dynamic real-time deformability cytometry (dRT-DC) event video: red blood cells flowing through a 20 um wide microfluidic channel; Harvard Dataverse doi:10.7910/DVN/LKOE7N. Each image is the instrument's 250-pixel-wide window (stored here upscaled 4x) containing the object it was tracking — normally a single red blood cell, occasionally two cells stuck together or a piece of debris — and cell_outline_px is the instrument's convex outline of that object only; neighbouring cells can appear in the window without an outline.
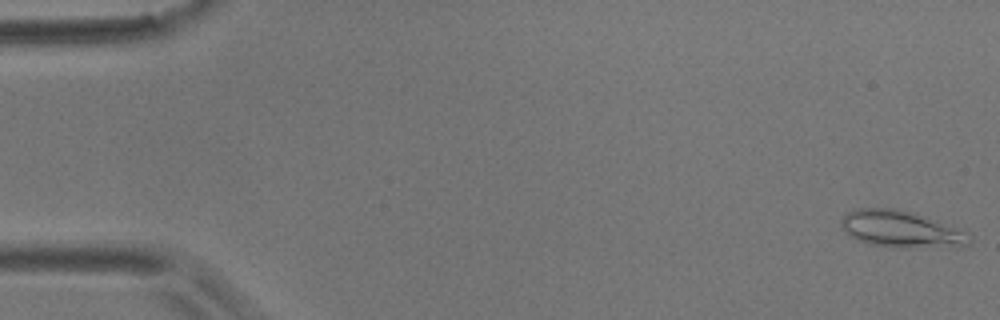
{"species": "common noctule bat (a hibernating species)", "species_latin": "Nyctalus noctula", "temperature_condition": "room temperature", "stored_images_in_passage": 9, "camera_frame_rate_fps": 3000, "um_per_image_px": 0.085, "animal": {"sex": "male", "body_mass_g": 17.9}, "frame": {"image": 1, "passage_image": 1, "time_ms": 0.0, "image_size_px": [1000, 320], "cell_outline_px": [[972, 240], [968, 244], [896, 248], [868, 244], [852, 236], [840, 224], [840, 220], [848, 212], [856, 208], [896, 208], [916, 212], [968, 232], [972, 236]], "centroid_in_image_um": [76.58, 19.45], "position_along_channel_um": 8.4, "area_um2": 27.17}}